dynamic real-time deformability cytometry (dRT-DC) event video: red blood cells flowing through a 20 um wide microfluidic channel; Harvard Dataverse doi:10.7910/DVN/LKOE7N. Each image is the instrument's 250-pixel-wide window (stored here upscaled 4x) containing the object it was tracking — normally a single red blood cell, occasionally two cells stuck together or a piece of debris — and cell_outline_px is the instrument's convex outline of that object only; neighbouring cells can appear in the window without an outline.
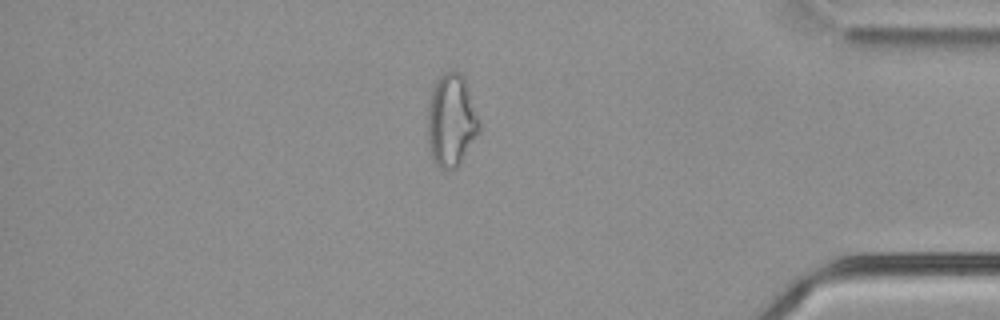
{"species": "common noctule bat (a hibernating species)", "species_latin": "Nyctalus noctula", "temperature_condition": "cold", "stored_images_in_passage": 54, "camera_frame_rate_fps": 3000, "um_per_image_px": 0.085, "animal": {"sex": "male", "body_mass_g": 21.5, "forearm_length_mm": 52.0}, "frame": {"image": 1, "passage_image": 46, "time_ms": 15.0, "image_size_px": [1000, 320], "cell_outline_px": [[480, 132], [460, 164], [456, 168], [440, 168], [436, 164], [428, 148], [428, 104], [432, 88], [440, 72], [452, 68], [460, 72], [468, 88], [480, 120]], "centroid_in_image_um": [38.36, 10.19], "position_along_channel_um": 396.8, "area_um2": 28.26}, "authors_computed_cell_mechanics": {"area_um2": 28.5243, "velocity_mm_per_s": 3.7897, "shape_relaxation_time_tau1_ms": null, "shape_relaxation_time_tau2_ms": 3.361, "deformation_change_tau1": null, "deformation_change_tau2": 0.1379}}